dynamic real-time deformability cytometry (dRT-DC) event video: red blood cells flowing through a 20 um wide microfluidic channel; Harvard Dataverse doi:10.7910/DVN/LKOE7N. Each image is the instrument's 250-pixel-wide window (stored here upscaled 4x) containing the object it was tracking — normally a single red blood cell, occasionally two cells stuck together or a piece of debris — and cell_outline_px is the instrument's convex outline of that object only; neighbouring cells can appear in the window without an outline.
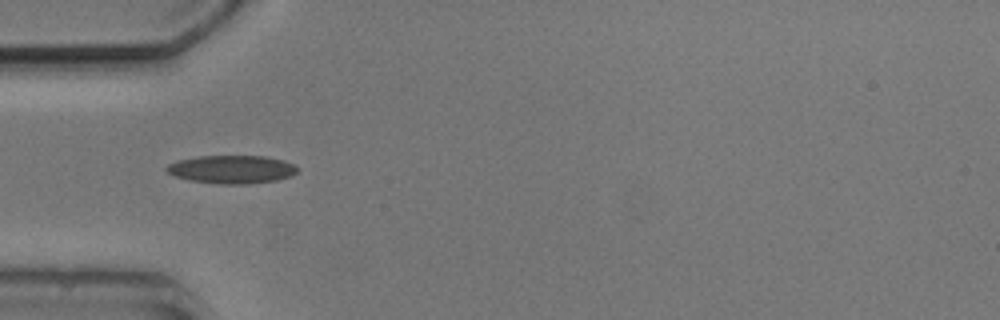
{"species": "common noctule bat (a hibernating species)", "species_latin": "Nyctalus noctula", "temperature_condition": "cold", "stored_images_in_passage": 3, "camera_frame_rate_fps": 3000, "um_per_image_px": 0.085, "animal": {"sex": "male", "body_mass_g": 20.5, "forearm_length_mm": 52.5}, "frame": {"image": 1, "passage_image": 1, "time_ms": 0.0, "image_size_px": [1000, 320], "cell_outline_px": [[296, 172], [292, 176], [276, 180], [248, 184], [220, 184], [188, 180], [176, 176], [168, 172], [164, 168], [168, 164], [176, 160], [196, 156], [268, 156], [284, 160], [292, 164], [296, 168]], "centroid_in_image_um": [19.67, 14.39], "position_along_channel_um": 65.3, "area_um2": 21.56}}